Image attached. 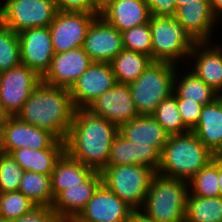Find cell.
<instances>
[{
    "instance_id": "6da1fadb",
    "label": "cell",
    "mask_w": 222,
    "mask_h": 222,
    "mask_svg": "<svg viewBox=\"0 0 222 222\" xmlns=\"http://www.w3.org/2000/svg\"><path fill=\"white\" fill-rule=\"evenodd\" d=\"M118 126L92 114L76 109L65 140V152L73 159L101 172L106 166Z\"/></svg>"
},
{
    "instance_id": "7a4b0ae2",
    "label": "cell",
    "mask_w": 222,
    "mask_h": 222,
    "mask_svg": "<svg viewBox=\"0 0 222 222\" xmlns=\"http://www.w3.org/2000/svg\"><path fill=\"white\" fill-rule=\"evenodd\" d=\"M75 110L68 88L41 81L16 117L22 122L49 131L58 140L65 141Z\"/></svg>"
},
{
    "instance_id": "3957f363",
    "label": "cell",
    "mask_w": 222,
    "mask_h": 222,
    "mask_svg": "<svg viewBox=\"0 0 222 222\" xmlns=\"http://www.w3.org/2000/svg\"><path fill=\"white\" fill-rule=\"evenodd\" d=\"M215 155L207 149L196 134H172L160 153V165L156 173L168 178L189 181Z\"/></svg>"
},
{
    "instance_id": "277c9868",
    "label": "cell",
    "mask_w": 222,
    "mask_h": 222,
    "mask_svg": "<svg viewBox=\"0 0 222 222\" xmlns=\"http://www.w3.org/2000/svg\"><path fill=\"white\" fill-rule=\"evenodd\" d=\"M188 181L156 173L140 211L157 222H185Z\"/></svg>"
},
{
    "instance_id": "5b68a950",
    "label": "cell",
    "mask_w": 222,
    "mask_h": 222,
    "mask_svg": "<svg viewBox=\"0 0 222 222\" xmlns=\"http://www.w3.org/2000/svg\"><path fill=\"white\" fill-rule=\"evenodd\" d=\"M149 25L152 61L167 62L179 67L178 62L188 59L192 48L198 43L175 16L151 15Z\"/></svg>"
},
{
    "instance_id": "8992f818",
    "label": "cell",
    "mask_w": 222,
    "mask_h": 222,
    "mask_svg": "<svg viewBox=\"0 0 222 222\" xmlns=\"http://www.w3.org/2000/svg\"><path fill=\"white\" fill-rule=\"evenodd\" d=\"M176 68L175 64L153 61L128 84L139 115H151L162 100L173 94Z\"/></svg>"
},
{
    "instance_id": "52a82bcc",
    "label": "cell",
    "mask_w": 222,
    "mask_h": 222,
    "mask_svg": "<svg viewBox=\"0 0 222 222\" xmlns=\"http://www.w3.org/2000/svg\"><path fill=\"white\" fill-rule=\"evenodd\" d=\"M102 184L134 210H140L156 171L137 164L107 165L101 172Z\"/></svg>"
},
{
    "instance_id": "ba28073f",
    "label": "cell",
    "mask_w": 222,
    "mask_h": 222,
    "mask_svg": "<svg viewBox=\"0 0 222 222\" xmlns=\"http://www.w3.org/2000/svg\"><path fill=\"white\" fill-rule=\"evenodd\" d=\"M1 4L0 21L16 33L49 27L58 12L55 0H2Z\"/></svg>"
},
{
    "instance_id": "9c48e42d",
    "label": "cell",
    "mask_w": 222,
    "mask_h": 222,
    "mask_svg": "<svg viewBox=\"0 0 222 222\" xmlns=\"http://www.w3.org/2000/svg\"><path fill=\"white\" fill-rule=\"evenodd\" d=\"M42 78L20 64L0 73V104L10 116H16Z\"/></svg>"
},
{
    "instance_id": "30bf717a",
    "label": "cell",
    "mask_w": 222,
    "mask_h": 222,
    "mask_svg": "<svg viewBox=\"0 0 222 222\" xmlns=\"http://www.w3.org/2000/svg\"><path fill=\"white\" fill-rule=\"evenodd\" d=\"M97 13L58 11L49 25L54 53L83 47L87 31Z\"/></svg>"
},
{
    "instance_id": "8fae6325",
    "label": "cell",
    "mask_w": 222,
    "mask_h": 222,
    "mask_svg": "<svg viewBox=\"0 0 222 222\" xmlns=\"http://www.w3.org/2000/svg\"><path fill=\"white\" fill-rule=\"evenodd\" d=\"M116 83L110 63L93 62L69 88L75 109H86Z\"/></svg>"
},
{
    "instance_id": "7c38bea8",
    "label": "cell",
    "mask_w": 222,
    "mask_h": 222,
    "mask_svg": "<svg viewBox=\"0 0 222 222\" xmlns=\"http://www.w3.org/2000/svg\"><path fill=\"white\" fill-rule=\"evenodd\" d=\"M134 209L104 184H100L72 222H128Z\"/></svg>"
},
{
    "instance_id": "4fadbf2b",
    "label": "cell",
    "mask_w": 222,
    "mask_h": 222,
    "mask_svg": "<svg viewBox=\"0 0 222 222\" xmlns=\"http://www.w3.org/2000/svg\"><path fill=\"white\" fill-rule=\"evenodd\" d=\"M21 64L41 78L49 70L54 50L49 27L29 28L18 33Z\"/></svg>"
},
{
    "instance_id": "5bb4252c",
    "label": "cell",
    "mask_w": 222,
    "mask_h": 222,
    "mask_svg": "<svg viewBox=\"0 0 222 222\" xmlns=\"http://www.w3.org/2000/svg\"><path fill=\"white\" fill-rule=\"evenodd\" d=\"M86 109L118 127L139 116L129 85L119 82L99 96Z\"/></svg>"
},
{
    "instance_id": "9a60e30c",
    "label": "cell",
    "mask_w": 222,
    "mask_h": 222,
    "mask_svg": "<svg viewBox=\"0 0 222 222\" xmlns=\"http://www.w3.org/2000/svg\"><path fill=\"white\" fill-rule=\"evenodd\" d=\"M1 150L10 154L20 148H49L57 138L47 130L22 122L16 116H10L0 131Z\"/></svg>"
},
{
    "instance_id": "2e32d148",
    "label": "cell",
    "mask_w": 222,
    "mask_h": 222,
    "mask_svg": "<svg viewBox=\"0 0 222 222\" xmlns=\"http://www.w3.org/2000/svg\"><path fill=\"white\" fill-rule=\"evenodd\" d=\"M83 49L93 62L110 63L124 49L122 32L98 15L87 31Z\"/></svg>"
},
{
    "instance_id": "e0dca14e",
    "label": "cell",
    "mask_w": 222,
    "mask_h": 222,
    "mask_svg": "<svg viewBox=\"0 0 222 222\" xmlns=\"http://www.w3.org/2000/svg\"><path fill=\"white\" fill-rule=\"evenodd\" d=\"M93 63L83 47L55 53L42 81L52 86L70 88Z\"/></svg>"
},
{
    "instance_id": "ac0fdd59",
    "label": "cell",
    "mask_w": 222,
    "mask_h": 222,
    "mask_svg": "<svg viewBox=\"0 0 222 222\" xmlns=\"http://www.w3.org/2000/svg\"><path fill=\"white\" fill-rule=\"evenodd\" d=\"M102 183L101 173L95 171L78 186L62 190L55 197L51 209L64 221L72 222Z\"/></svg>"
},
{
    "instance_id": "d6986e66",
    "label": "cell",
    "mask_w": 222,
    "mask_h": 222,
    "mask_svg": "<svg viewBox=\"0 0 222 222\" xmlns=\"http://www.w3.org/2000/svg\"><path fill=\"white\" fill-rule=\"evenodd\" d=\"M189 58L195 59L191 71L222 96V46L212 41L198 42Z\"/></svg>"
},
{
    "instance_id": "ffe728a7",
    "label": "cell",
    "mask_w": 222,
    "mask_h": 222,
    "mask_svg": "<svg viewBox=\"0 0 222 222\" xmlns=\"http://www.w3.org/2000/svg\"><path fill=\"white\" fill-rule=\"evenodd\" d=\"M175 17L197 42H211L218 20L211 10L210 0L186 3L176 10Z\"/></svg>"
},
{
    "instance_id": "44dd1931",
    "label": "cell",
    "mask_w": 222,
    "mask_h": 222,
    "mask_svg": "<svg viewBox=\"0 0 222 222\" xmlns=\"http://www.w3.org/2000/svg\"><path fill=\"white\" fill-rule=\"evenodd\" d=\"M118 132L136 146L155 147L160 153L170 136L152 115H139L122 123Z\"/></svg>"
},
{
    "instance_id": "7402d4cb",
    "label": "cell",
    "mask_w": 222,
    "mask_h": 222,
    "mask_svg": "<svg viewBox=\"0 0 222 222\" xmlns=\"http://www.w3.org/2000/svg\"><path fill=\"white\" fill-rule=\"evenodd\" d=\"M100 15L120 32L148 23L151 17L144 0H115Z\"/></svg>"
},
{
    "instance_id": "603a6c76",
    "label": "cell",
    "mask_w": 222,
    "mask_h": 222,
    "mask_svg": "<svg viewBox=\"0 0 222 222\" xmlns=\"http://www.w3.org/2000/svg\"><path fill=\"white\" fill-rule=\"evenodd\" d=\"M192 132L215 156L222 154V96L203 106L200 119Z\"/></svg>"
},
{
    "instance_id": "cb8c5ba5",
    "label": "cell",
    "mask_w": 222,
    "mask_h": 222,
    "mask_svg": "<svg viewBox=\"0 0 222 222\" xmlns=\"http://www.w3.org/2000/svg\"><path fill=\"white\" fill-rule=\"evenodd\" d=\"M65 153V141L56 140L49 148L13 150L10 155L25 170L51 175L56 162Z\"/></svg>"
},
{
    "instance_id": "d4e9b609",
    "label": "cell",
    "mask_w": 222,
    "mask_h": 222,
    "mask_svg": "<svg viewBox=\"0 0 222 222\" xmlns=\"http://www.w3.org/2000/svg\"><path fill=\"white\" fill-rule=\"evenodd\" d=\"M95 171L71 158L66 152L56 162L50 175L51 190L55 197L62 190L78 186L86 181Z\"/></svg>"
},
{
    "instance_id": "484cf974",
    "label": "cell",
    "mask_w": 222,
    "mask_h": 222,
    "mask_svg": "<svg viewBox=\"0 0 222 222\" xmlns=\"http://www.w3.org/2000/svg\"><path fill=\"white\" fill-rule=\"evenodd\" d=\"M179 70L181 71V69L177 67L174 75L173 94L176 98L190 99L204 106L213 103L221 96L212 87L198 78L192 71L184 72V75H181L180 78L178 73Z\"/></svg>"
},
{
    "instance_id": "4316f807",
    "label": "cell",
    "mask_w": 222,
    "mask_h": 222,
    "mask_svg": "<svg viewBox=\"0 0 222 222\" xmlns=\"http://www.w3.org/2000/svg\"><path fill=\"white\" fill-rule=\"evenodd\" d=\"M150 56L123 49L111 62L116 81L129 84L136 80L152 63Z\"/></svg>"
},
{
    "instance_id": "83f0119b",
    "label": "cell",
    "mask_w": 222,
    "mask_h": 222,
    "mask_svg": "<svg viewBox=\"0 0 222 222\" xmlns=\"http://www.w3.org/2000/svg\"><path fill=\"white\" fill-rule=\"evenodd\" d=\"M185 222H222V196L187 195Z\"/></svg>"
},
{
    "instance_id": "f1b7e54d",
    "label": "cell",
    "mask_w": 222,
    "mask_h": 222,
    "mask_svg": "<svg viewBox=\"0 0 222 222\" xmlns=\"http://www.w3.org/2000/svg\"><path fill=\"white\" fill-rule=\"evenodd\" d=\"M18 191L22 192L36 206L51 207L54 201L50 175L43 173L24 171Z\"/></svg>"
},
{
    "instance_id": "f546056e",
    "label": "cell",
    "mask_w": 222,
    "mask_h": 222,
    "mask_svg": "<svg viewBox=\"0 0 222 222\" xmlns=\"http://www.w3.org/2000/svg\"><path fill=\"white\" fill-rule=\"evenodd\" d=\"M189 194L201 197L221 196L218 179V156L188 181Z\"/></svg>"
},
{
    "instance_id": "4dcf8cb0",
    "label": "cell",
    "mask_w": 222,
    "mask_h": 222,
    "mask_svg": "<svg viewBox=\"0 0 222 222\" xmlns=\"http://www.w3.org/2000/svg\"><path fill=\"white\" fill-rule=\"evenodd\" d=\"M151 115L170 135L184 134L190 131L184 125L174 94L162 100Z\"/></svg>"
},
{
    "instance_id": "1f68e13d",
    "label": "cell",
    "mask_w": 222,
    "mask_h": 222,
    "mask_svg": "<svg viewBox=\"0 0 222 222\" xmlns=\"http://www.w3.org/2000/svg\"><path fill=\"white\" fill-rule=\"evenodd\" d=\"M36 205L22 192L0 193V222H11L29 213Z\"/></svg>"
},
{
    "instance_id": "d6a6232c",
    "label": "cell",
    "mask_w": 222,
    "mask_h": 222,
    "mask_svg": "<svg viewBox=\"0 0 222 222\" xmlns=\"http://www.w3.org/2000/svg\"><path fill=\"white\" fill-rule=\"evenodd\" d=\"M20 64L18 33L0 21V73Z\"/></svg>"
},
{
    "instance_id": "836d02e7",
    "label": "cell",
    "mask_w": 222,
    "mask_h": 222,
    "mask_svg": "<svg viewBox=\"0 0 222 222\" xmlns=\"http://www.w3.org/2000/svg\"><path fill=\"white\" fill-rule=\"evenodd\" d=\"M123 48L144 53L152 59V38L149 22L122 32Z\"/></svg>"
},
{
    "instance_id": "e575fe53",
    "label": "cell",
    "mask_w": 222,
    "mask_h": 222,
    "mask_svg": "<svg viewBox=\"0 0 222 222\" xmlns=\"http://www.w3.org/2000/svg\"><path fill=\"white\" fill-rule=\"evenodd\" d=\"M24 169L7 153L0 154V193L18 191Z\"/></svg>"
},
{
    "instance_id": "d590c367",
    "label": "cell",
    "mask_w": 222,
    "mask_h": 222,
    "mask_svg": "<svg viewBox=\"0 0 222 222\" xmlns=\"http://www.w3.org/2000/svg\"><path fill=\"white\" fill-rule=\"evenodd\" d=\"M136 164L135 143L124 138L119 132L114 137L107 165Z\"/></svg>"
},
{
    "instance_id": "8d00e7d4",
    "label": "cell",
    "mask_w": 222,
    "mask_h": 222,
    "mask_svg": "<svg viewBox=\"0 0 222 222\" xmlns=\"http://www.w3.org/2000/svg\"><path fill=\"white\" fill-rule=\"evenodd\" d=\"M176 100L184 125L192 131L200 119L203 105L185 98H176Z\"/></svg>"
},
{
    "instance_id": "74e56055",
    "label": "cell",
    "mask_w": 222,
    "mask_h": 222,
    "mask_svg": "<svg viewBox=\"0 0 222 222\" xmlns=\"http://www.w3.org/2000/svg\"><path fill=\"white\" fill-rule=\"evenodd\" d=\"M11 222H64L51 207L36 206L29 213Z\"/></svg>"
},
{
    "instance_id": "f35d334b",
    "label": "cell",
    "mask_w": 222,
    "mask_h": 222,
    "mask_svg": "<svg viewBox=\"0 0 222 222\" xmlns=\"http://www.w3.org/2000/svg\"><path fill=\"white\" fill-rule=\"evenodd\" d=\"M135 157L137 165L151 167L157 172L160 165V152L155 147H141L135 145Z\"/></svg>"
},
{
    "instance_id": "ab89813d",
    "label": "cell",
    "mask_w": 222,
    "mask_h": 222,
    "mask_svg": "<svg viewBox=\"0 0 222 222\" xmlns=\"http://www.w3.org/2000/svg\"><path fill=\"white\" fill-rule=\"evenodd\" d=\"M57 10L63 12L96 13L90 0H55Z\"/></svg>"
},
{
    "instance_id": "60d3db41",
    "label": "cell",
    "mask_w": 222,
    "mask_h": 222,
    "mask_svg": "<svg viewBox=\"0 0 222 222\" xmlns=\"http://www.w3.org/2000/svg\"><path fill=\"white\" fill-rule=\"evenodd\" d=\"M148 5L151 15L175 16V0H144Z\"/></svg>"
},
{
    "instance_id": "b9f144b4",
    "label": "cell",
    "mask_w": 222,
    "mask_h": 222,
    "mask_svg": "<svg viewBox=\"0 0 222 222\" xmlns=\"http://www.w3.org/2000/svg\"><path fill=\"white\" fill-rule=\"evenodd\" d=\"M115 0H90L92 9L100 15Z\"/></svg>"
},
{
    "instance_id": "7bdbcfd3",
    "label": "cell",
    "mask_w": 222,
    "mask_h": 222,
    "mask_svg": "<svg viewBox=\"0 0 222 222\" xmlns=\"http://www.w3.org/2000/svg\"><path fill=\"white\" fill-rule=\"evenodd\" d=\"M128 222H157V221L147 217L140 210H134Z\"/></svg>"
},
{
    "instance_id": "ee69618b",
    "label": "cell",
    "mask_w": 222,
    "mask_h": 222,
    "mask_svg": "<svg viewBox=\"0 0 222 222\" xmlns=\"http://www.w3.org/2000/svg\"><path fill=\"white\" fill-rule=\"evenodd\" d=\"M210 6L217 20L218 21L221 20L222 19V0H210Z\"/></svg>"
},
{
    "instance_id": "f6af8a7d",
    "label": "cell",
    "mask_w": 222,
    "mask_h": 222,
    "mask_svg": "<svg viewBox=\"0 0 222 222\" xmlns=\"http://www.w3.org/2000/svg\"><path fill=\"white\" fill-rule=\"evenodd\" d=\"M10 115L5 111L3 106L0 104V131L2 130L3 126L6 124L7 119Z\"/></svg>"
},
{
    "instance_id": "bcb514c9",
    "label": "cell",
    "mask_w": 222,
    "mask_h": 222,
    "mask_svg": "<svg viewBox=\"0 0 222 222\" xmlns=\"http://www.w3.org/2000/svg\"><path fill=\"white\" fill-rule=\"evenodd\" d=\"M218 179L222 196V158L220 156H218Z\"/></svg>"
},
{
    "instance_id": "7dc6e473",
    "label": "cell",
    "mask_w": 222,
    "mask_h": 222,
    "mask_svg": "<svg viewBox=\"0 0 222 222\" xmlns=\"http://www.w3.org/2000/svg\"><path fill=\"white\" fill-rule=\"evenodd\" d=\"M176 1V10L180 7L183 6L186 3H191V2H197V0H175Z\"/></svg>"
},
{
    "instance_id": "c3c4849f",
    "label": "cell",
    "mask_w": 222,
    "mask_h": 222,
    "mask_svg": "<svg viewBox=\"0 0 222 222\" xmlns=\"http://www.w3.org/2000/svg\"><path fill=\"white\" fill-rule=\"evenodd\" d=\"M2 153V150H1V139H0V154Z\"/></svg>"
}]
</instances>
